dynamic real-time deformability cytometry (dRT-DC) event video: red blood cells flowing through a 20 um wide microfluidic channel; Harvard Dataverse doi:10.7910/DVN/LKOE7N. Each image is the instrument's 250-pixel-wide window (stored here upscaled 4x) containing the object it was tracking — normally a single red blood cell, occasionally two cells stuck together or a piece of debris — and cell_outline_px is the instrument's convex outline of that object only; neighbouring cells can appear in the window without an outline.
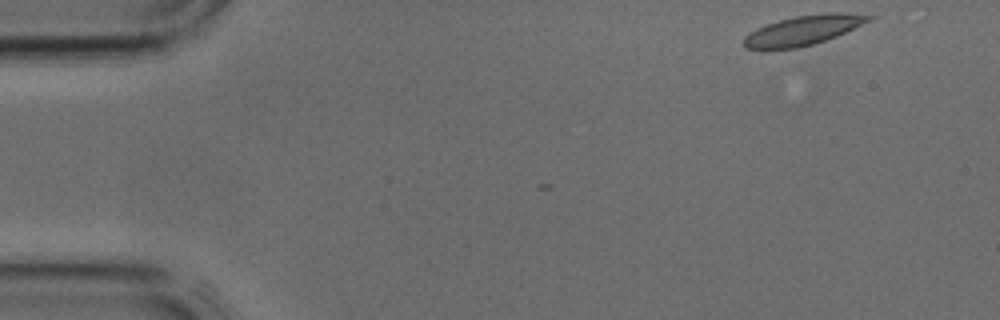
{"species": "common noctule bat (a hibernating species)", "species_latin": "Nyctalus noctula", "temperature_condition": "cold", "stored_images_in_passage": 3, "camera_frame_rate_fps": 3000, "um_per_image_px": 0.085, "animal": {"sex": "male", "body_mass_g": 17.9, "forearm_length_mm": 54.2}, "frame": {"image": 1, "passage_image": 1, "time_ms": 0.0, "image_size_px": [1000, 320], "cell_outline_px": [[876, 16], [872, 20], [836, 36], [812, 44], [796, 48], [768, 52], [764, 52], [744, 48], [744, 36], [756, 28], [780, 20], [796, 16], [836, 12], [840, 12]], "centroid_in_image_um": [68.19, 2.62], "position_along_channel_um": 16.8, "area_um2": 21.85}}